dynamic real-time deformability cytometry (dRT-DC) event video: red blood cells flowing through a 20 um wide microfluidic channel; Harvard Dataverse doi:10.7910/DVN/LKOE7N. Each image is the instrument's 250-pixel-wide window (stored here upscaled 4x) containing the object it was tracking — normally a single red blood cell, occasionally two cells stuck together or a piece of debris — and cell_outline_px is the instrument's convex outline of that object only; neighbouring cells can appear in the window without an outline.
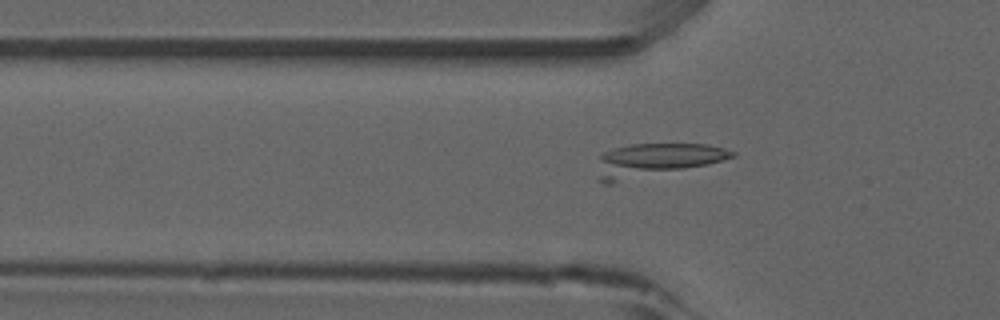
{"species": "common noctule bat (a hibernating species)", "species_latin": "Nyctalus noctula", "temperature_condition": "room temperature", "stored_images_in_passage": 52, "camera_frame_rate_fps": 3000, "um_per_image_px": 0.085, "animal": {"sex": "male", "forearm_length_mm": 52.5}, "frame": {"image": 1, "passage_image": 16, "time_ms": 5.0, "image_size_px": [1000, 320], "cell_outline_px": [[736, 156], [708, 164], [612, 184], [604, 184], [596, 180], [600, 156], [604, 152], [616, 148], [632, 144], [708, 144], [724, 148], [736, 152]], "centroid_in_image_um": [55.71, 13.62], "position_along_channel_um": 70.1, "area_um2": 26.07}}
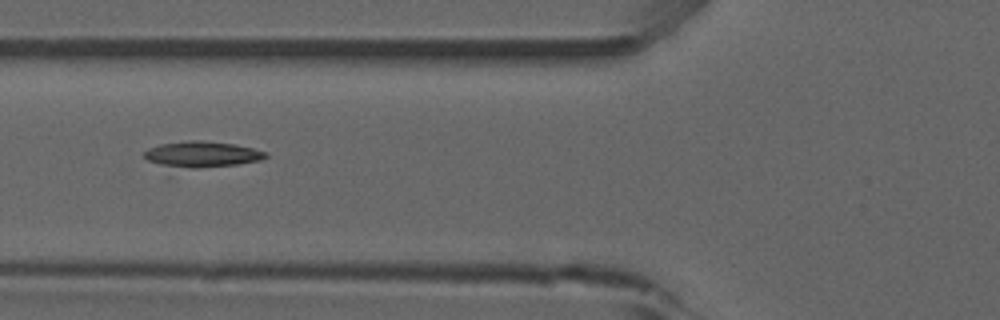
{"frame": {"image": 2, "passage_image": 19, "time_ms": 6.0, "image_size_px": [1000, 320], "cell_outline_px": [[268, 156], [260, 160], [240, 164], [196, 168], [192, 168], [160, 164], [148, 160], [144, 156], [144, 152], [148, 148], [160, 144], [188, 140], [200, 140], [232, 144], [252, 148], [268, 152]], "centroid_in_image_um": [17.2, 13.1], "position_along_channel_um": 108.6, "area_um2": 18.03}}
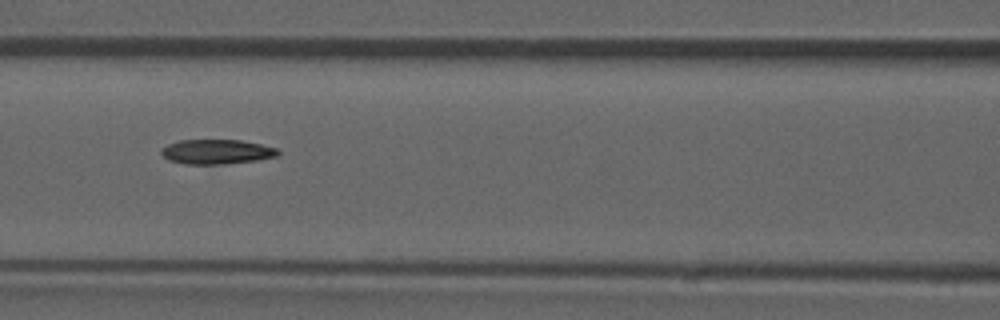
{"frame": {"image": 3, "passage_image": 22, "time_ms": 7.0, "image_size_px": [1000, 320], "cell_outline_px": [[280, 152], [276, 156], [256, 160], [224, 164], [188, 164], [168, 160], [160, 152], [160, 148], [168, 144], [180, 140], [240, 140], [280, 148]], "centroid_in_image_um": [18.42, 12.89], "position_along_channel_um": 148.2, "area_um2": 16.76}}